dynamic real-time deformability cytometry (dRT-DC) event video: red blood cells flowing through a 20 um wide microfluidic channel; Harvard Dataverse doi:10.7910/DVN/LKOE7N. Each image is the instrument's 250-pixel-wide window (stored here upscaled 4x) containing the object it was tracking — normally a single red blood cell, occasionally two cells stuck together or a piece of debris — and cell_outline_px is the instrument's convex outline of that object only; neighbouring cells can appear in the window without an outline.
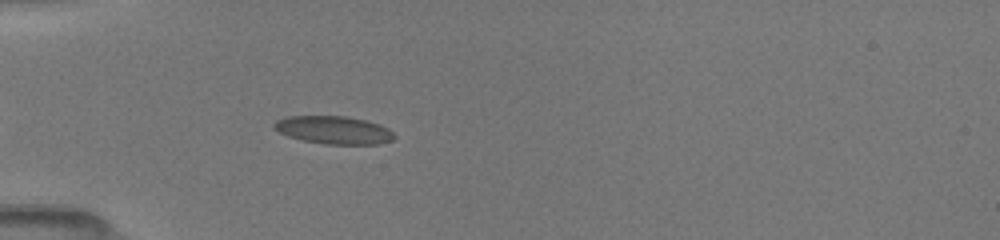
{"species": "common noctule bat (a hibernating species)", "species_latin": "Nyctalus noctula", "temperature_condition": "room temperature", "stored_images_in_passage": 41, "camera_frame_rate_fps": 3000, "um_per_image_px": 0.085, "animal": {"sex": "female", "body_mass_g": 19.5, "forearm_length_mm": 54.1}, "frame": {"image": 1, "passage_image": 6, "time_ms": 1.667, "image_size_px": [1000, 240], "cell_outline_px": [[396, 140], [380, 144], [324, 144], [304, 140], [288, 136], [272, 128], [272, 124], [276, 120], [288, 116], [344, 116], [364, 120], [380, 124], [388, 128], [396, 136]], "centroid_in_image_um": [28.39, 11.05], "position_along_channel_um": 56.6, "area_um2": 19.65}}
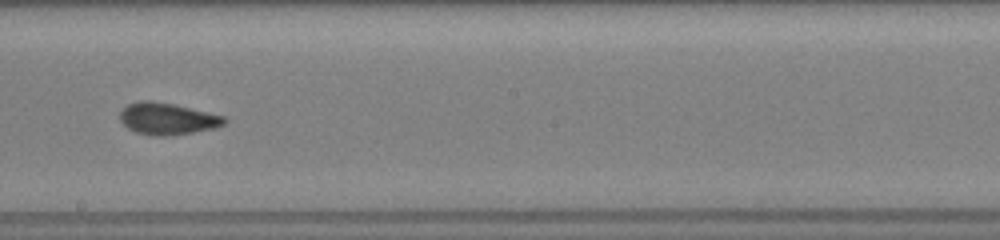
{"frame": {"image": 2, "passage_image": 20, "time_ms": 6.333, "image_size_px": [1000, 240], "cell_outline_px": [[228, 120], [224, 124], [216, 128], [168, 136], [156, 136], [136, 132], [128, 128], [120, 120], [120, 112], [128, 104], [140, 100], [152, 100], [172, 104], [224, 116]], "centroid_in_image_um": [14.22, 10.09], "position_along_channel_um": 234.0, "area_um2": 19.19}}
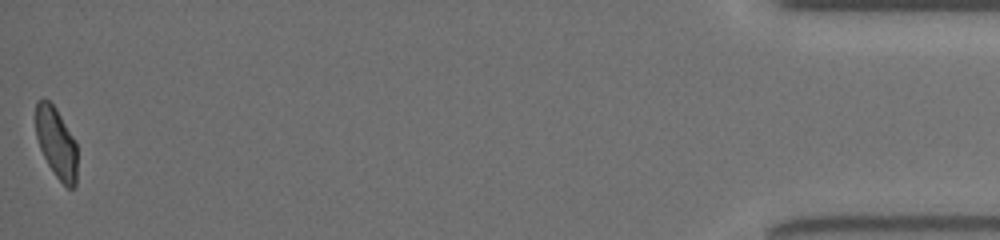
{"frame": {"image": 3, "passage_image": 41, "time_ms": 13.333, "image_size_px": [1000, 240], "cell_outline_px": [[76, 184], [72, 188], [68, 188], [56, 176], [48, 164], [40, 148], [36, 136], [36, 100], [48, 100], [56, 108], [76, 140]], "centroid_in_image_um": [4.79, 12.12], "position_along_channel_um": 430.4, "area_um2": 16.94}, "authors_computed_cell_mechanics": {"area_um2": 18.8428, "velocity_mm_per_s": 4.039, "shape_relaxation_time_tau1_ms": 11.1844, "shape_relaxation_time_tau2_ms": 1.3327, "deformation_change_tau1": 0.2134, "deformation_change_tau2": 0.0538}}